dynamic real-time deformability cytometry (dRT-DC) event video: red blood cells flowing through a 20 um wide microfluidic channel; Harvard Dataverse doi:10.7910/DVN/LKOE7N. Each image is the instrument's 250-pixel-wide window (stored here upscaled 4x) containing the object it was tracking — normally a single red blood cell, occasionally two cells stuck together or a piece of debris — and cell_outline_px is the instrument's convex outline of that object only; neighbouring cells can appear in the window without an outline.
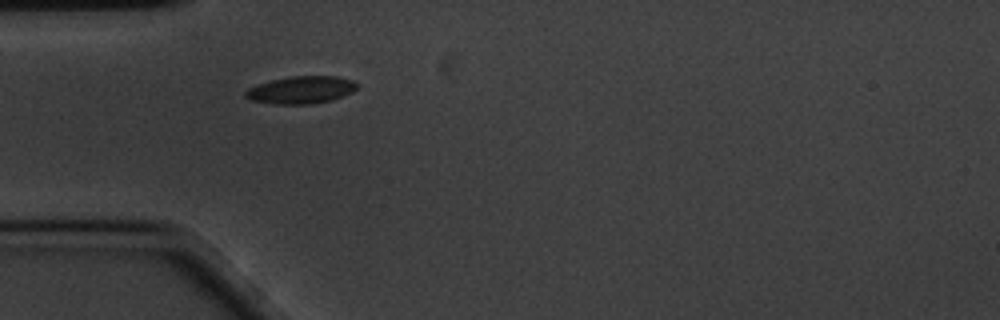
{"species": "common noctule bat (a hibernating species)", "species_latin": "Nyctalus noctula", "temperature_condition": "cold", "stored_images_in_passage": 6, "camera_frame_rate_fps": 3000, "um_per_image_px": 0.085, "animal": {"sex": "male", "body_mass_g": 20.1, "forearm_length_mm": 53.5}, "frame": {"image": 1, "passage_image": 1, "time_ms": 0.0, "image_size_px": [1000, 320], "cell_outline_px": [[360, 84], [352, 92], [332, 100], [312, 104], [272, 104], [252, 100], [244, 96], [244, 92], [248, 88], [272, 80], [288, 76], [336, 76], [352, 80]], "centroid_in_image_um": [25.61, 7.64], "position_along_channel_um": 59.4, "area_um2": 17.86}}